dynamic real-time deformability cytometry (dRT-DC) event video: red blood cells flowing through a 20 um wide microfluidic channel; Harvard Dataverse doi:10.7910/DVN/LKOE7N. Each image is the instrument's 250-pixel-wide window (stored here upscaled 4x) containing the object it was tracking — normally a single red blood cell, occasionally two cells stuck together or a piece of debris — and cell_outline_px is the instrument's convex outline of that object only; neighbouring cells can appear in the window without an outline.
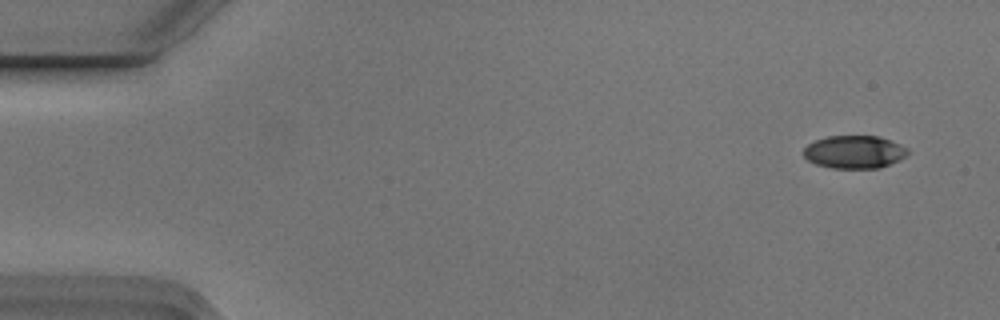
{"species": "Egyptian fruit bat (a non-hibernating species)", "species_latin": "Rousettus aegyptiacus", "temperature_condition": "cold", "stored_images_in_passage": 4, "camera_frame_rate_fps": 3000, "um_per_image_px": 0.085, "animal": {"sex": "male"}, "frame": {"image": 1, "passage_image": 1, "time_ms": 0.0, "image_size_px": [1000, 320], "cell_outline_px": [[908, 152], [900, 160], [880, 168], [832, 168], [816, 164], [808, 160], [800, 152], [808, 144], [816, 140], [828, 136], [876, 136], [900, 144], [908, 148]], "centroid_in_image_um": [72.59, 12.92], "position_along_channel_um": 12.4, "area_um2": 19.94}}